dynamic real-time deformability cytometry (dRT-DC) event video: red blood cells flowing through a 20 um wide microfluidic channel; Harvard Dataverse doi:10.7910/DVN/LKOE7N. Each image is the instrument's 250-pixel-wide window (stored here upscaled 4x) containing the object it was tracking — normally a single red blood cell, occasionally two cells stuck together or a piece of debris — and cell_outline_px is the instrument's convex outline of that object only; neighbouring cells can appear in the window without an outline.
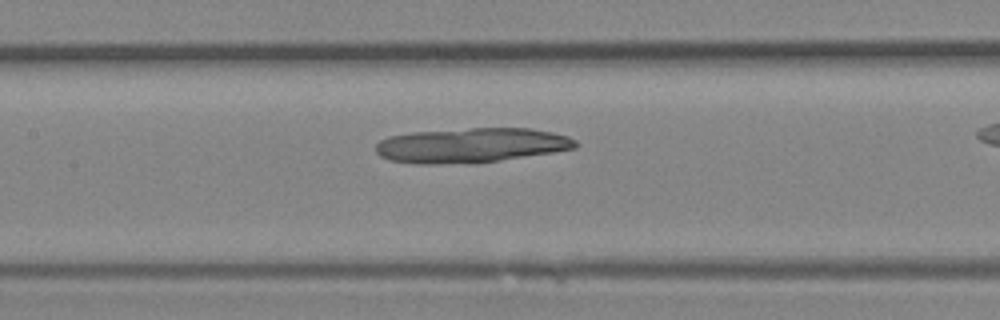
{"species": "Egyptian fruit bat (a non-hibernating species)", "species_latin": "Rousettus aegyptiacus", "temperature_condition": "room temperature", "stored_images_in_passage": 12, "segment_of_instrument_passage": [1, 2], "camera_frame_rate_fps": 3000, "um_per_image_px": 0.085, "animal": {"sex": "female"}, "frame": {"image": 1, "passage_image": 6, "time_ms": 1.667, "image_size_px": [1000, 320], "cell_outline_px": [[580, 144], [576, 148], [552, 152], [500, 160], [436, 164], [420, 164], [388, 160], [380, 156], [376, 152], [376, 144], [380, 140], [388, 136], [412, 132], [472, 128], [532, 128], [552, 132], [568, 136], [576, 140]], "centroid_in_image_um": [40.05, 12.34], "position_along_channel_um": 167.4, "area_um2": 40.23}}
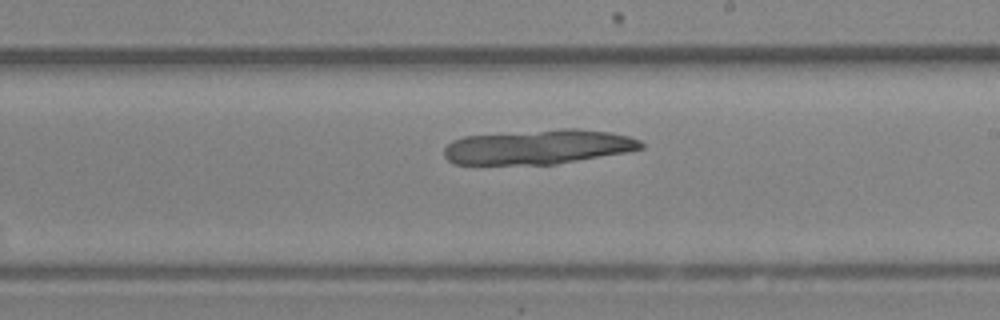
{"frame": {"image": 2, "passage_image": 10, "time_ms": 3.0, "image_size_px": [1000, 320], "cell_outline_px": [[644, 148], [628, 152], [556, 164], [452, 164], [444, 156], [444, 148], [452, 140], [464, 136], [560, 128], [576, 128], [612, 132], [628, 136], [640, 140], [644, 144]], "centroid_in_image_um": [45.78, 12.48], "position_along_channel_um": 243.2, "area_um2": 40.0}}